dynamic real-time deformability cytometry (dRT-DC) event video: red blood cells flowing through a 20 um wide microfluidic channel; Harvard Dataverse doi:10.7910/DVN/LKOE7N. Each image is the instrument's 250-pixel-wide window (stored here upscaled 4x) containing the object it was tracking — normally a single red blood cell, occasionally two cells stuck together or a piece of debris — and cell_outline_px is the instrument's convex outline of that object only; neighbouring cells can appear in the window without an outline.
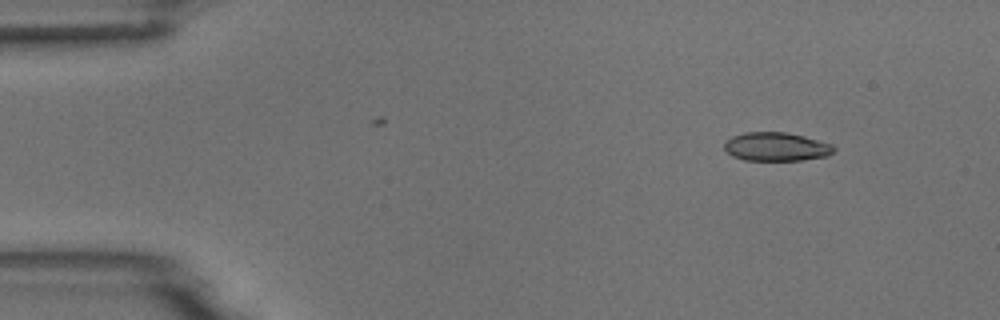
{"species": "common noctule bat (a hibernating species)", "species_latin": "Nyctalus noctula", "temperature_condition": "room temperature", "stored_images_in_passage": 4, "camera_frame_rate_fps": 3000, "um_per_image_px": 0.085, "animal": {"sex": "male", "body_mass_g": 18.8}, "frame": {"image": 1, "passage_image": 1, "time_ms": 0.0, "image_size_px": [1000, 320], "cell_outline_px": [[836, 148], [828, 156], [800, 160], [744, 160], [732, 156], [724, 148], [724, 140], [732, 136], [744, 132], [784, 132], [804, 136], [832, 144]], "centroid_in_image_um": [65.95, 12.46], "position_along_channel_um": 19.0, "area_um2": 18.32}}